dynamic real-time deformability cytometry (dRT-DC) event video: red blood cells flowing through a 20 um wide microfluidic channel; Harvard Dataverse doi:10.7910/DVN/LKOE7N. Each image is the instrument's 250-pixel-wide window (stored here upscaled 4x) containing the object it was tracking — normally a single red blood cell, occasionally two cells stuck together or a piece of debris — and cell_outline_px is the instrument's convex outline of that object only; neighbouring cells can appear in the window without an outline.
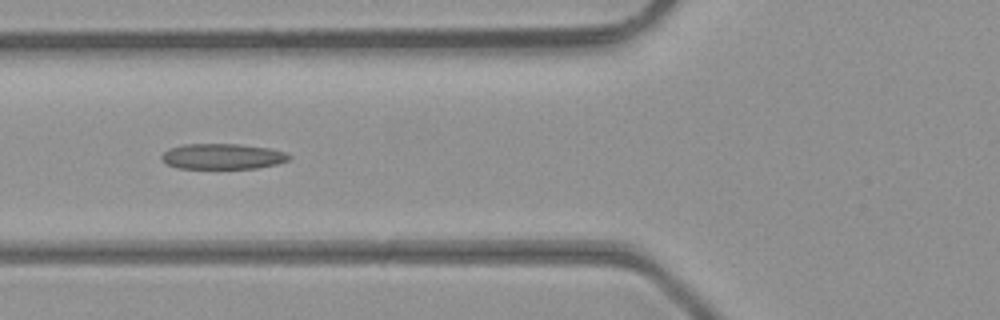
{"species": "common noctule bat (a hibernating species)", "species_latin": "Nyctalus noctula", "temperature_condition": "room temperature", "stored_images_in_passage": 4, "camera_frame_rate_fps": 3000, "um_per_image_px": 0.085, "animal": {"sex": "male", "body_mass_g": 23.1, "forearm_length_mm": 52.7}, "frame": {"image": 1, "passage_image": 4, "time_ms": 1.0, "image_size_px": [1000, 320], "cell_outline_px": [[292, 156], [288, 160], [276, 164], [256, 168], [176, 168], [168, 164], [160, 156], [168, 148], [184, 144], [240, 144], [268, 148], [284, 152]], "centroid_in_image_um": [18.9, 13.29], "position_along_channel_um": 106.9, "area_um2": 18.84}}